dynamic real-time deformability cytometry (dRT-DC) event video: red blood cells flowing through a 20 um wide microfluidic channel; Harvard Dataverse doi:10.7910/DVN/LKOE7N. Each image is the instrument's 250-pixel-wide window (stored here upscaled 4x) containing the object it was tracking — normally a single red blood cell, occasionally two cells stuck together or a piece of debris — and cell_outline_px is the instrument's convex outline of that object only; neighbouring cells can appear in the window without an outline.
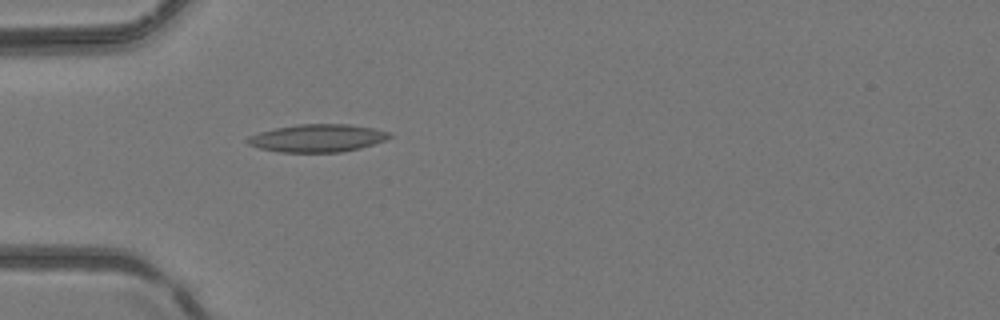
{"species": "common noctule bat (a hibernating species)", "species_latin": "Nyctalus noctula", "temperature_condition": "room temperature", "stored_images_in_passage": 2, "camera_frame_rate_fps": 3000, "um_per_image_px": 0.085, "animal": {"sex": "female", "body_mass_g": 24.6, "forearm_length_mm": 56.2}, "frame": {"image": 1, "passage_image": 2, "time_ms": 0.333, "image_size_px": [1000, 320], "cell_outline_px": [[392, 136], [384, 140], [360, 148], [340, 152], [280, 152], [260, 148], [248, 144], [244, 140], [248, 136], [260, 132], [276, 128], [300, 124], [348, 124], [372, 128], [392, 132]], "centroid_in_image_um": [26.97, 11.74], "position_along_channel_um": 58.0, "area_um2": 22.83}}